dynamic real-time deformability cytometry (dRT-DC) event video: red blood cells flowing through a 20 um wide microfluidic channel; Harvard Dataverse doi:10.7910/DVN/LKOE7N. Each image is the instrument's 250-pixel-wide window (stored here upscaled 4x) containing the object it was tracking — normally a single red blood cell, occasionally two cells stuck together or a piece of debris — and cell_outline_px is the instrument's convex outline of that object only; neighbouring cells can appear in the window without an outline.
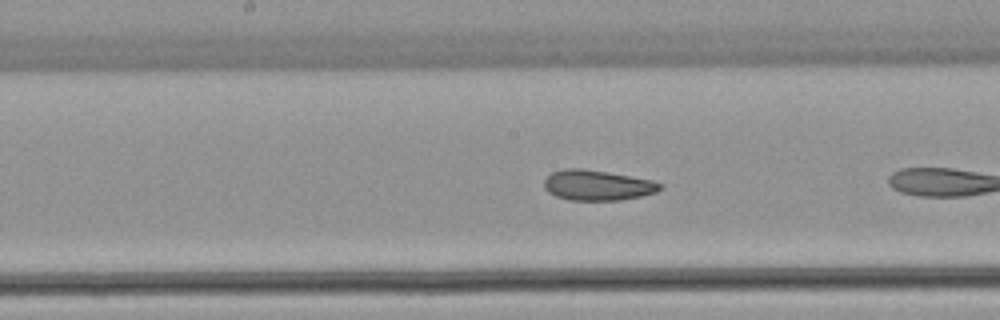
{"species": "common noctule bat (a hibernating species)", "species_latin": "Nyctalus noctula", "temperature_condition": "warm", "stored_images_in_passage": 14, "camera_frame_rate_fps": 3000, "um_per_image_px": 0.085, "animal": {"sex": "female", "body_mass_g": 22.7, "forearm_length_mm": 54.2}, "frame": {"image": 1, "passage_image": 10, "time_ms": 3.0, "image_size_px": [1000, 320], "cell_outline_px": [[664, 188], [656, 192], [640, 196], [620, 200], [568, 200], [556, 196], [548, 192], [544, 188], [544, 180], [552, 172], [564, 168], [584, 168], [652, 180], [664, 184]], "centroid_in_image_um": [50.78, 15.74], "position_along_channel_um": 197.4, "area_um2": 20.58}}